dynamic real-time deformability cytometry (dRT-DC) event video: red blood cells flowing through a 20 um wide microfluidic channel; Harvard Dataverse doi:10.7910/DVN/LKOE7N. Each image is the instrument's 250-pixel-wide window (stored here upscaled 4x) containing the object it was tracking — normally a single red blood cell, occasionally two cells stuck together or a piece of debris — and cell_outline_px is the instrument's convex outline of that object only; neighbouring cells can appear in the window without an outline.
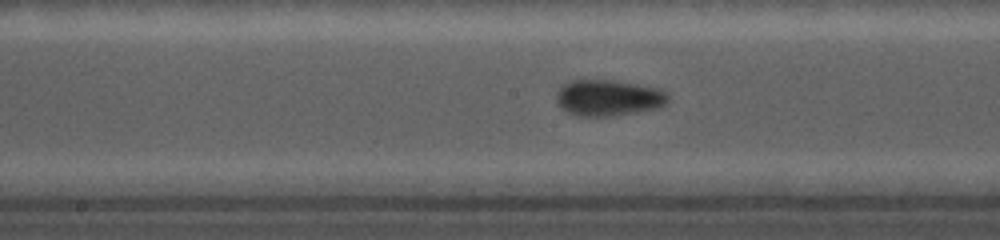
{"species": "common noctule bat (a hibernating species)", "species_latin": "Nyctalus noctula", "temperature_condition": "cold", "stored_images_in_passage": 28, "camera_frame_rate_fps": 5000, "um_per_image_px": 0.085, "animal": {"sex": "female", "body_mass_g": 19.0, "forearm_length_mm": 56.7}, "frame": {"image": 1, "passage_image": 12, "time_ms": 4.6, "image_size_px": [1000, 240], "cell_outline_px": [[668, 100], [660, 108], [636, 112], [608, 116], [580, 116], [568, 112], [560, 108], [556, 100], [556, 92], [568, 80], [612, 80], [660, 88], [668, 92]], "centroid_in_image_um": [51.71, 8.31], "position_along_channel_um": 196.5, "area_um2": 23.64}}
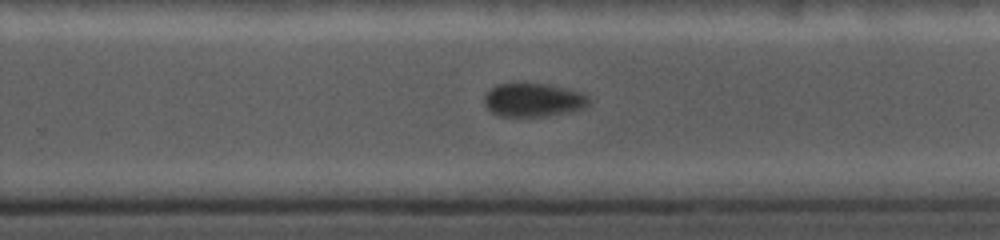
{"frame": {"image": 2, "passage_image": 20, "time_ms": 7.0, "image_size_px": [1000, 240], "cell_outline_px": [[592, 100], [584, 108], [568, 112], [544, 116], [496, 116], [484, 104], [484, 96], [496, 84], [544, 84], [564, 88], [580, 92], [588, 96]], "centroid_in_image_um": [45.33, 8.51], "position_along_channel_um": 284.5, "area_um2": 20.23}}
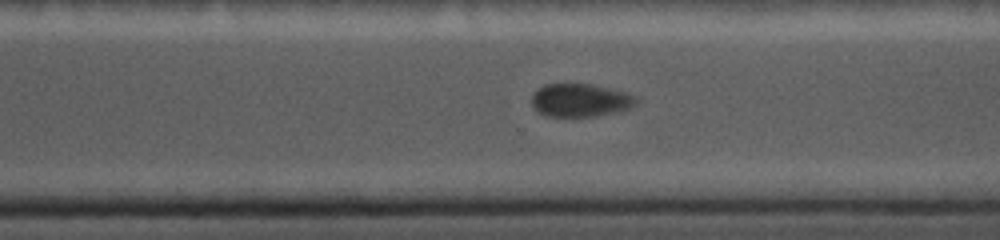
{"frame": {"image": 3, "passage_image": 23, "time_ms": 8.0, "image_size_px": [1000, 240], "cell_outline_px": [[640, 96], [636, 104], [632, 108], [616, 112], [596, 116], [548, 116], [536, 112], [532, 108], [532, 92], [536, 88], [544, 84], [564, 80], [592, 84]], "centroid_in_image_um": [49.28, 8.47], "position_along_channel_um": 321.3, "area_um2": 21.21}}